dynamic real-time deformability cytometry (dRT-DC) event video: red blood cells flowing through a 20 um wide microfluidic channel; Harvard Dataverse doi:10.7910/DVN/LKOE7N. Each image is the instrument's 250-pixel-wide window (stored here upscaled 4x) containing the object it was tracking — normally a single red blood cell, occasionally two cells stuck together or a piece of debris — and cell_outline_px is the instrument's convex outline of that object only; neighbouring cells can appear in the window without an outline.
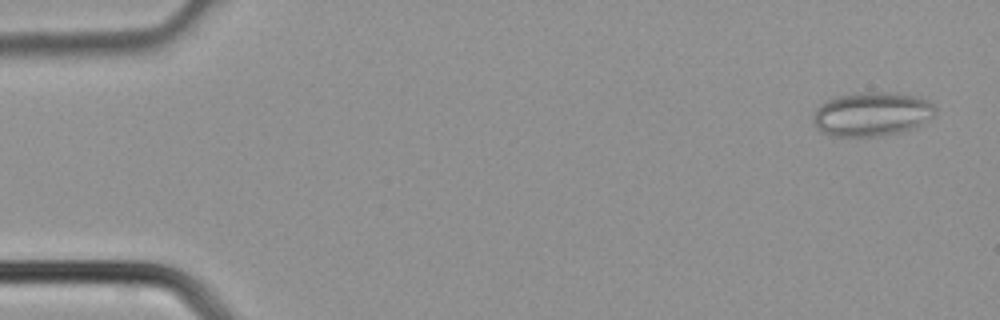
{"species": "common noctule bat (a hibernating species)", "species_latin": "Nyctalus noctula", "temperature_condition": "cold", "stored_images_in_passage": 4, "camera_frame_rate_fps": 3000, "um_per_image_px": 0.085, "animal": {"sex": "male", "body_mass_g": 21.5, "forearm_length_mm": 52.0}, "frame": {"image": 1, "passage_image": 1, "time_ms": 0.0, "image_size_px": [1000, 320], "cell_outline_px": [[936, 112], [932, 116], [920, 124], [912, 128], [900, 132], [880, 136], [832, 136], [820, 132], [816, 128], [812, 120], [812, 116], [816, 108], [820, 104], [836, 96], [860, 92], [896, 92], [916, 96], [928, 100], [936, 104]], "centroid_in_image_um": [74.09, 9.68], "position_along_channel_um": 10.9, "area_um2": 31.67}}